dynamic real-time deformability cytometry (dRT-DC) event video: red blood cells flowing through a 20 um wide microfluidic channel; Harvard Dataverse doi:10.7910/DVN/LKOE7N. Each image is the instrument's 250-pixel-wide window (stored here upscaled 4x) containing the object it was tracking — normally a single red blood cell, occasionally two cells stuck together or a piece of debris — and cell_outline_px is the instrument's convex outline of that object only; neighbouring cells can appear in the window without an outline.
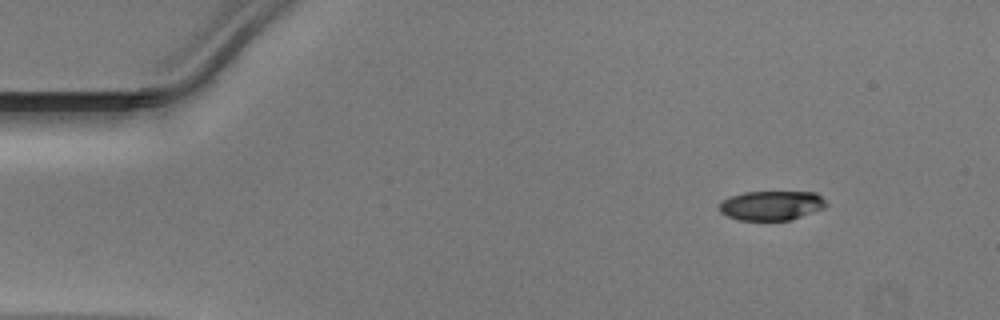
{"species": "Egyptian fruit bat (a non-hibernating species)", "species_latin": "Rousettus aegyptiacus", "temperature_condition": "warm", "stored_images_in_passage": 44, "camera_frame_rate_fps": 3000, "um_per_image_px": 0.085, "animal": {"sex": "male"}, "frame": {"image": 1, "passage_image": 1, "time_ms": 0.0, "image_size_px": [1000, 320], "cell_outline_px": [[828, 204], [824, 208], [792, 220], [740, 220], [728, 216], [720, 212], [716, 208], [724, 200], [732, 196], [744, 192], [816, 192]], "centroid_in_image_um": [65.58, 17.47], "position_along_channel_um": 19.4, "area_um2": 18.32}}
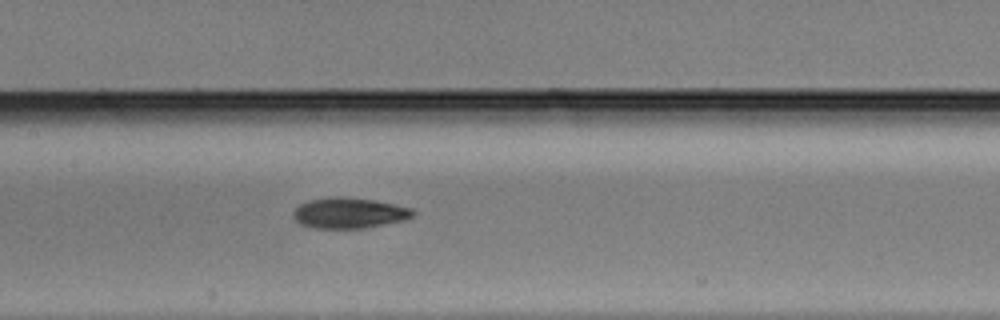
{"frame": {"image": 2, "passage_image": 19, "time_ms": 6.0, "image_size_px": [1000, 320], "cell_outline_px": [[416, 212], [412, 216], [404, 220], [360, 228], [316, 228], [300, 224], [292, 216], [292, 212], [300, 204], [308, 200], [328, 196], [344, 196], [372, 200], [396, 204], [412, 208]], "centroid_in_image_um": [29.65, 18.08], "position_along_channel_um": 177.8, "area_um2": 21.39}}
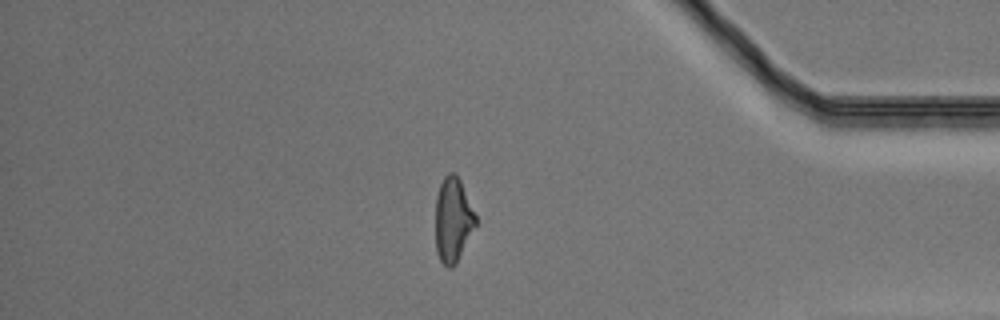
{"frame": {"image": 3, "passage_image": 37, "time_ms": 12.0, "image_size_px": [1000, 320], "cell_outline_px": [[476, 224], [456, 264], [452, 268], [448, 268], [440, 260], [436, 252], [436, 196], [440, 184], [444, 176], [448, 172], [452, 172], [460, 180], [476, 216]], "centroid_in_image_um": [38.49, 18.7], "position_along_channel_um": 396.7, "area_um2": 19.59}}